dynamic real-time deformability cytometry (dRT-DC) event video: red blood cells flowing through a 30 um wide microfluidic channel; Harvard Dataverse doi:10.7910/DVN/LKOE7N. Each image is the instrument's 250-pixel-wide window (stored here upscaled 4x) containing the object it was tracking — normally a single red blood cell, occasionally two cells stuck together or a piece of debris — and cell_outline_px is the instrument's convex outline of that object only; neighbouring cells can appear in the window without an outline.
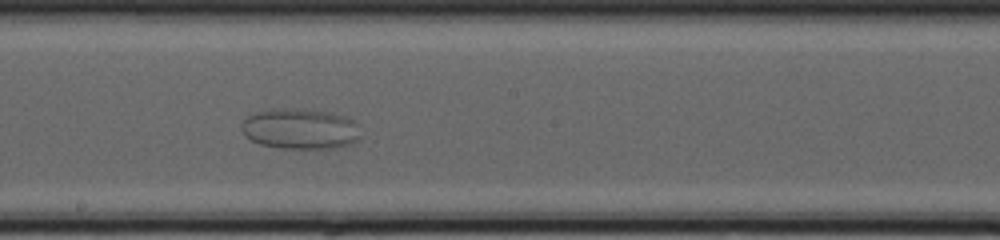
{"species": "common noctule bat (a hibernating species)", "species_latin": "Nyctalus noctula", "temperature_condition": "cold", "stored_images_in_passage": 37, "camera_frame_rate_fps": 3000, "um_per_image_px": 0.085, "animal": {"sex": "female", "body_mass_g": 20.0, "forearm_length_mm": 54.0}, "frame": {"image": 1, "passage_image": 22, "time_ms": 7.0, "image_size_px": [1000, 240], "cell_outline_px": [[360, 136], [352, 144], [332, 148], [280, 148], [260, 144], [244, 136], [240, 128], [240, 124], [248, 116], [256, 112], [272, 108], [296, 108], [332, 112], [344, 116], [352, 120]], "centroid_in_image_um": [25.45, 10.94], "position_along_channel_um": 222.7, "area_um2": 28.21}}
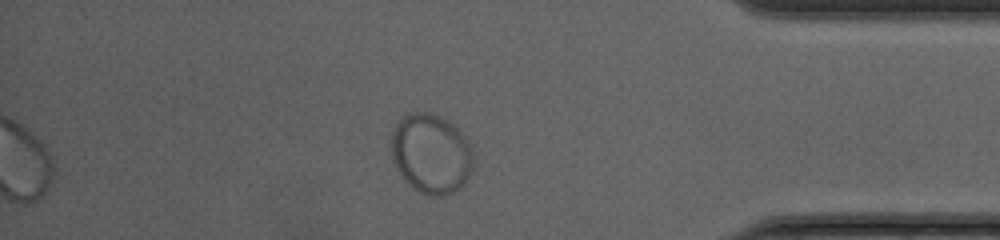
{"frame": {"image": 2, "passage_image": 37, "time_ms": 12.0, "image_size_px": [1000, 240], "cell_outline_px": [[472, 168], [464, 184], [460, 188], [452, 192], [440, 196], [432, 196], [420, 192], [412, 188], [396, 168], [392, 156], [392, 132], [396, 124], [404, 116], [412, 112], [428, 112], [452, 124], [464, 136], [472, 148]], "centroid_in_image_um": [36.64, 13.08], "position_along_channel_um": 398.6, "area_um2": 37.63}}